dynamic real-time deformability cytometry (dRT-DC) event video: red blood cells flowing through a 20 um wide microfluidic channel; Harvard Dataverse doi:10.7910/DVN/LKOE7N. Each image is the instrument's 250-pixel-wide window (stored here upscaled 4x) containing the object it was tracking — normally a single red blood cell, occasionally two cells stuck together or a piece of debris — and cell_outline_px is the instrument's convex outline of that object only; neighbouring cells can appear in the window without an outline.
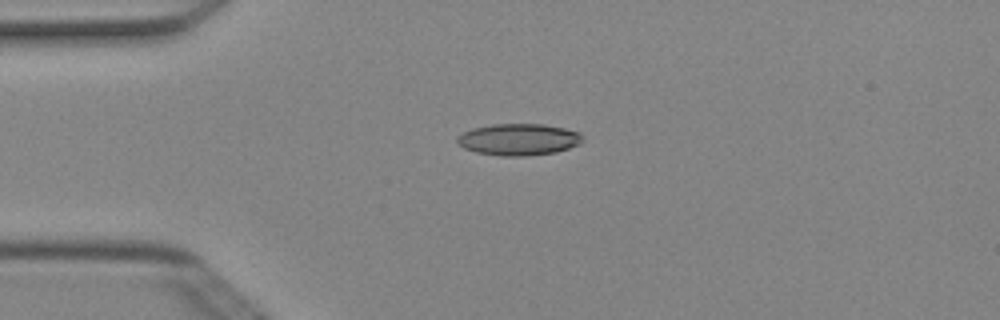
{"species": "Egyptian fruit bat (a non-hibernating species)", "species_latin": "Rousettus aegyptiacus", "temperature_condition": "cold", "stored_images_in_passage": 5, "camera_frame_rate_fps": 3000, "um_per_image_px": 0.085, "animal": {"sex": "female"}, "frame": {"image": 1, "passage_image": 3, "time_ms": 0.667, "image_size_px": [1000, 320], "cell_outline_px": [[584, 140], [580, 144], [556, 152], [524, 156], [500, 156], [476, 152], [464, 148], [456, 140], [456, 136], [472, 128], [492, 124], [540, 124], [564, 128], [580, 132], [584, 136]], "centroid_in_image_um": [44.1, 11.85], "position_along_channel_um": 40.9, "area_um2": 23.24}}
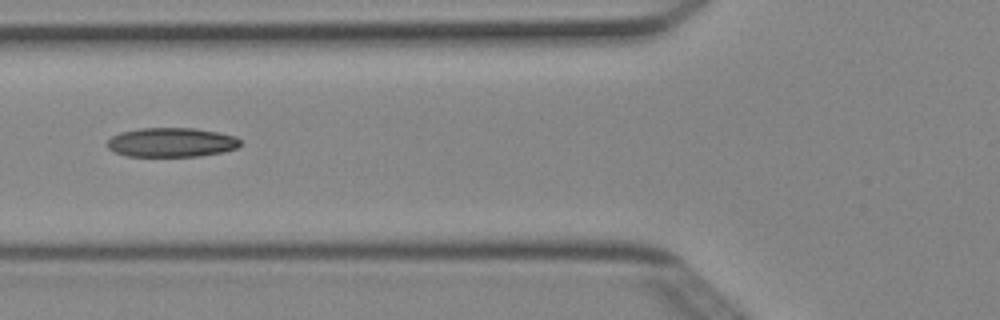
{"frame": {"image": 2, "passage_image": 5, "time_ms": 1.333, "image_size_px": [1000, 320], "cell_outline_px": [[240, 144], [236, 148], [224, 152], [200, 156], [128, 156], [116, 152], [108, 148], [108, 140], [112, 136], [120, 132], [140, 128], [196, 128], [236, 136], [240, 140]], "centroid_in_image_um": [14.59, 12.1], "position_along_channel_um": 111.2, "area_um2": 22.66}}